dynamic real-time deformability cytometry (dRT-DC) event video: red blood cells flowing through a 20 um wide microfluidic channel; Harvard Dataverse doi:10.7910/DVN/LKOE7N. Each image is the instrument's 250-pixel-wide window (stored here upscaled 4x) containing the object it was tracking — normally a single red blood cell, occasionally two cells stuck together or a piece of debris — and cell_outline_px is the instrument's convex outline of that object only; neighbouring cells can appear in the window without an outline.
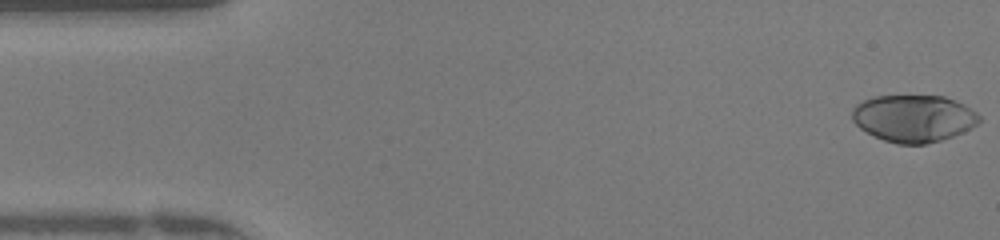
{"species": "human", "species_latin": "Homo sapiens", "temperature_condition": "warm", "stored_images_in_passage": 48, "camera_frame_rate_fps": 3000, "um_per_image_px": 0.085, "donor": {"sex": "female"}, "frame": {"image": 1, "passage_image": 1, "time_ms": 0.0, "image_size_px": [1000, 240], "cell_outline_px": [[980, 120], [976, 124], [964, 132], [940, 140], [924, 144], [896, 144], [884, 140], [860, 128], [852, 120], [852, 108], [856, 104], [864, 100], [876, 96], [944, 96], [956, 100], [964, 104], [976, 112], [980, 116]], "centroid_in_image_um": [77.66, 10.05], "position_along_channel_um": 7.3, "area_um2": 34.8}}
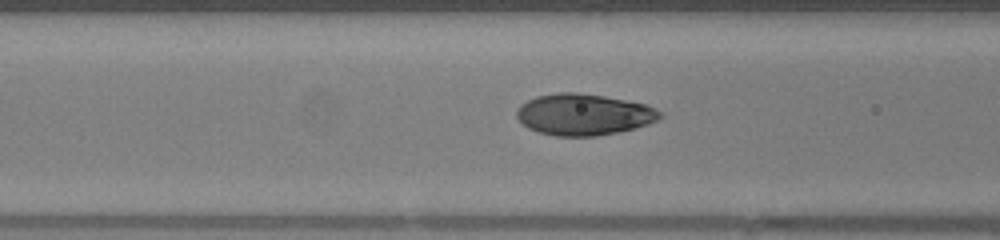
{"frame": {"image": 2, "passage_image": 18, "time_ms": 5.667, "image_size_px": [1000, 240], "cell_outline_px": [[664, 116], [648, 124], [636, 128], [596, 136], [556, 136], [540, 132], [528, 128], [516, 116], [516, 108], [520, 104], [536, 96], [560, 92], [576, 92], [604, 96], [644, 104], [656, 108], [664, 112]], "centroid_in_image_um": [49.62, 9.73], "position_along_channel_um": 117.0, "area_um2": 34.56}}
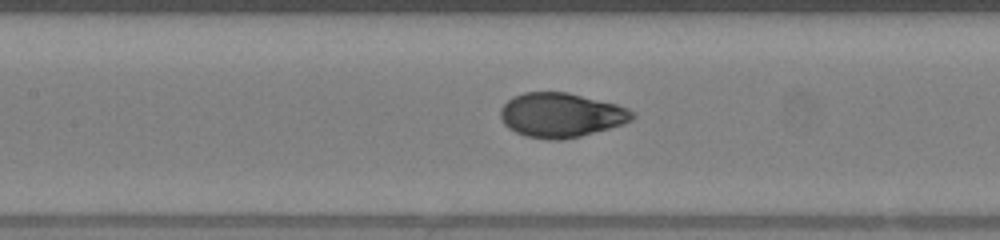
{"frame": {"image": 3, "passage_image": 21, "time_ms": 6.667, "image_size_px": [1000, 240], "cell_outline_px": [[636, 116], [632, 120], [624, 124], [580, 136], [564, 140], [548, 140], [524, 136], [508, 128], [500, 120], [500, 108], [512, 96], [524, 92], [568, 92], [616, 104], [628, 108], [636, 112]], "centroid_in_image_um": [47.68, 9.78], "position_along_channel_um": 159.7, "area_um2": 34.51}, "authors_computed_cell_mechanics": {"area_um2": 34.3621, "velocity_mm_per_s": 4.2458, "shape_relaxation_time_tau1_ms": 4.315, "shape_relaxation_time_tau2_ms": null, "deformation_change_tau1": 0.2609, "deformation_change_tau2": null}}